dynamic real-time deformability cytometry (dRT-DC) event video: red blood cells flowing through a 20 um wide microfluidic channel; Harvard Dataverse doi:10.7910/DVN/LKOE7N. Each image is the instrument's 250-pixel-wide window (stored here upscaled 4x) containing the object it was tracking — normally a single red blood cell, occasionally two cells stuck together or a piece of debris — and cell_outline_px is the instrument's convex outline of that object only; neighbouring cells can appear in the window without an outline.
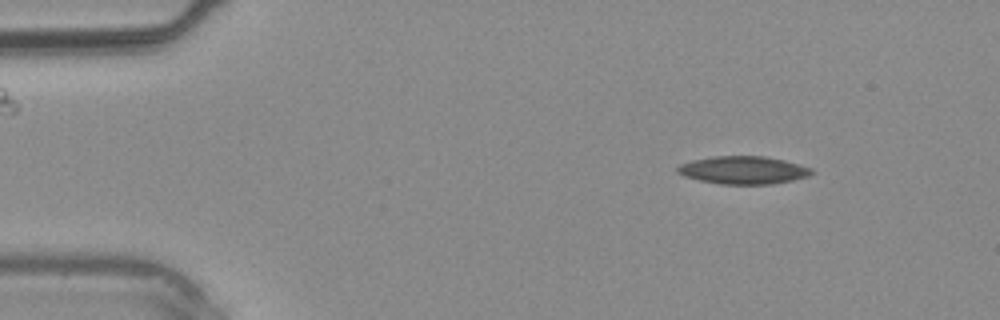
{"species": "common noctule bat (a hibernating species)", "species_latin": "Nyctalus noctula", "temperature_condition": "warm", "stored_images_in_passage": 3, "camera_frame_rate_fps": 3000, "um_per_image_px": 0.085, "animal": {"sex": "male", "body_mass_g": 20.4}, "frame": {"image": 1, "passage_image": 1, "time_ms": 0.0, "image_size_px": [1000, 320], "cell_outline_px": [[816, 172], [808, 176], [792, 180], [772, 184], [720, 184], [700, 180], [684, 176], [676, 172], [676, 168], [680, 164], [692, 160], [712, 156], [764, 156], [784, 160], [812, 168]], "centroid_in_image_um": [63.18, 14.45], "position_along_channel_um": 21.8, "area_um2": 21.79}}
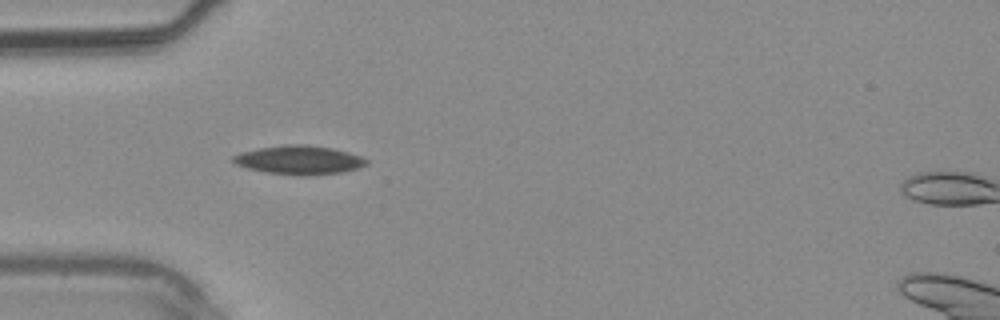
{"frame": {"image": 2, "passage_image": 3, "time_ms": 2.333, "image_size_px": [1000, 320], "cell_outline_px": [[368, 164], [360, 168], [344, 172], [304, 176], [268, 172], [248, 168], [236, 164], [228, 160], [232, 156], [240, 152], [260, 148], [284, 144], [308, 144], [332, 148], [348, 152], [360, 156], [368, 160]], "centroid_in_image_um": [25.43, 13.59], "position_along_channel_um": 59.6, "area_um2": 22.54}}